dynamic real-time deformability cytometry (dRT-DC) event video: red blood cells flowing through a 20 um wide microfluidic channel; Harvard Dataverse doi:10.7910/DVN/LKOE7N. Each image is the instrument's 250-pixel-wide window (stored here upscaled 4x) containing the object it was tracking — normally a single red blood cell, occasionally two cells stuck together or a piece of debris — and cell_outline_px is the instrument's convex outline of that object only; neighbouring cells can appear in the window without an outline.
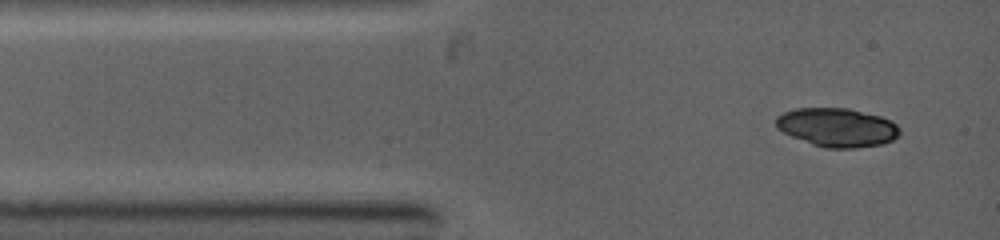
{"species": "common noctule bat (a hibernating species)", "species_latin": "Nyctalus noctula", "temperature_condition": "warm", "stored_images_in_passage": 2, "camera_frame_rate_fps": 5000, "um_per_image_px": 0.085, "animal": {"sex": "female", "body_mass_g": 19.0, "forearm_length_mm": 53.3}, "frame": {"image": 1, "passage_image": 1, "time_ms": 0.0, "image_size_px": [1000, 240], "cell_outline_px": [[900, 132], [892, 140], [880, 144], [856, 148], [824, 148], [812, 144], [792, 136], [776, 128], [776, 116], [784, 112], [796, 108], [848, 108], [880, 116], [892, 120], [900, 128]], "centroid_in_image_um": [71.15, 10.82], "position_along_channel_um": 13.8, "area_um2": 27.86}}